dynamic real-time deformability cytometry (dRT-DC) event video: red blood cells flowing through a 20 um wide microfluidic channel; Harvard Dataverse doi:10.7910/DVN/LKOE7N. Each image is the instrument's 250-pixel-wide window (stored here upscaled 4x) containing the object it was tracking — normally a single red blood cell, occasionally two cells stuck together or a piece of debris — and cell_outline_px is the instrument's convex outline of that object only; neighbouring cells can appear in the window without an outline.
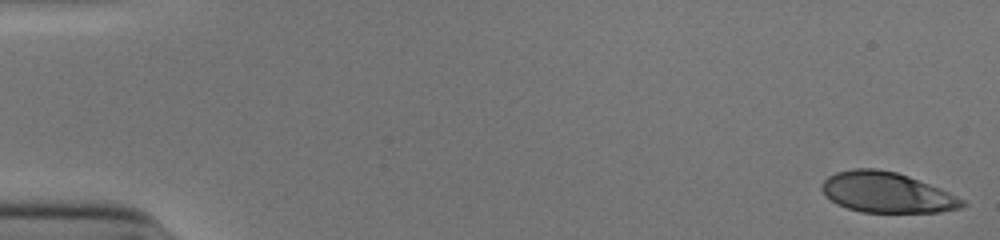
{"species": "human", "species_latin": "Homo sapiens", "temperature_condition": "cold", "stored_images_in_passage": 52, "camera_frame_rate_fps": 3000, "um_per_image_px": 0.085, "donor": {"sex": "male"}, "frame": {"image": 1, "passage_image": 1, "time_ms": 0.0, "image_size_px": [1000, 240], "cell_outline_px": [[968, 204], [960, 208], [940, 212], [860, 212], [836, 204], [824, 196], [820, 188], [820, 184], [828, 176], [836, 172], [856, 168], [876, 168], [896, 172], [908, 176], [940, 188], [964, 200]], "centroid_in_image_um": [75.33, 16.36], "position_along_channel_um": 9.7, "area_um2": 33.23}}
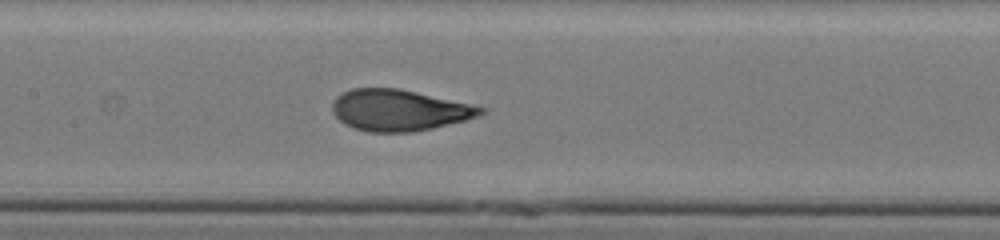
{"frame": {"image": 2, "passage_image": 26, "time_ms": 8.333, "image_size_px": [1000, 240], "cell_outline_px": [[488, 108], [480, 116], [432, 128], [412, 132], [368, 132], [344, 124], [332, 112], [332, 104], [336, 96], [352, 88], [400, 88]], "centroid_in_image_um": [33.92, 9.36], "position_along_channel_um": 173.5, "area_um2": 35.6}}
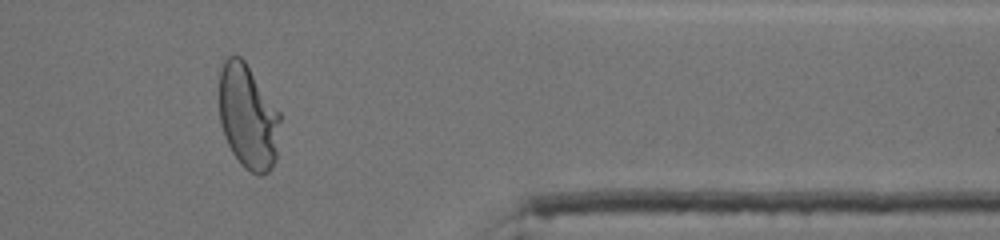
{"frame": {"image": 3, "passage_image": 44, "time_ms": 14.333, "image_size_px": [1000, 240], "cell_outline_px": [[280, 120], [276, 160], [272, 168], [268, 172], [260, 176], [244, 168], [240, 164], [232, 152], [224, 136], [220, 124], [220, 72], [224, 60], [228, 56], [240, 56], [244, 60], [280, 112]], "centroid_in_image_um": [21.09, 9.96], "position_along_channel_um": 390.3, "area_um2": 37.17}, "authors_computed_cell_mechanics": {"area_um2": 35.836, "velocity_mm_per_s": 3.901, "shape_relaxation_time_tau1_ms": 3.8651, "shape_relaxation_time_tau2_ms": null, "deformation_change_tau1": 0.2016, "deformation_change_tau2": null}}